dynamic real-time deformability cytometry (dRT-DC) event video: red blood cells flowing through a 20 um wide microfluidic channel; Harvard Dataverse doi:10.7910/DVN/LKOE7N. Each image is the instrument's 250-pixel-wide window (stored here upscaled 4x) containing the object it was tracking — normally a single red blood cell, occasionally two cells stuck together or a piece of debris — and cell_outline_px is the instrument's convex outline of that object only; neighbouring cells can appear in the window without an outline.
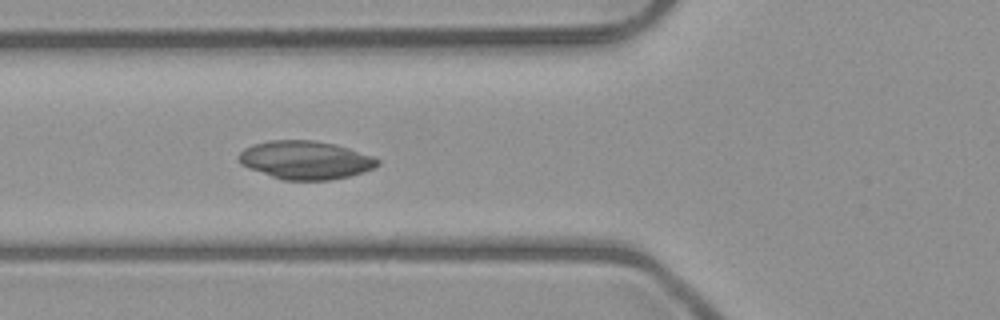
{"species": "common noctule bat (a hibernating species)", "species_latin": "Nyctalus noctula", "temperature_condition": "room temperature", "stored_images_in_passage": 5, "camera_frame_rate_fps": 3000, "um_per_image_px": 0.085, "animal": {"sex": "male", "body_mass_g": 23.1, "forearm_length_mm": 52.7}, "frame": {"image": 1, "passage_image": 5, "time_ms": 4.667, "image_size_px": [1000, 320], "cell_outline_px": [[380, 164], [364, 172], [348, 176], [328, 180], [284, 180], [248, 168], [240, 164], [236, 160], [236, 156], [244, 148], [252, 144], [272, 140], [312, 140], [336, 144], [372, 156], [380, 160]], "centroid_in_image_um": [25.92, 13.6], "position_along_channel_um": 99.9, "area_um2": 31.04}}